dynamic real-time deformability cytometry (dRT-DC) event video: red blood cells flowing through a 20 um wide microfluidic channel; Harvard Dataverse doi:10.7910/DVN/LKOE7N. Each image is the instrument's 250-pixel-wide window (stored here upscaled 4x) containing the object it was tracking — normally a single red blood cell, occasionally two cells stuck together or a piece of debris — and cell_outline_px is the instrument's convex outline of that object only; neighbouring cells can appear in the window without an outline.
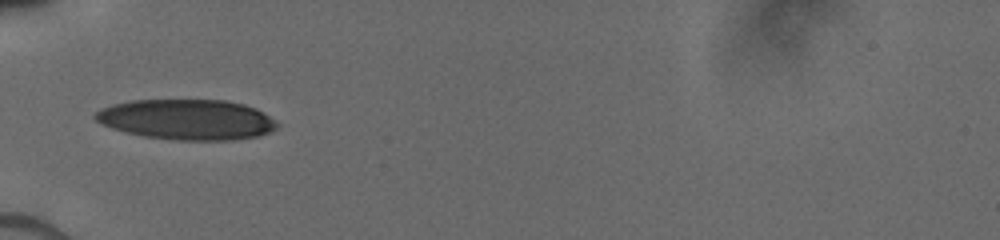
{"species": "human", "species_latin": "Homo sapiens", "temperature_condition": "cold", "stored_images_in_passage": 40, "camera_frame_rate_fps": 3000, "um_per_image_px": 0.085, "donor": {"sex": "male"}, "frame": {"image": 1, "passage_image": 1, "time_ms": 0.0, "image_size_px": [1000, 240], "cell_outline_px": [[280, 124], [272, 132], [256, 136], [232, 140], [176, 140], [144, 136], [124, 132], [100, 124], [92, 116], [100, 108], [112, 104], [132, 100], [224, 100], [244, 104], [256, 108]], "centroid_in_image_um": [15.86, 10.16], "position_along_channel_um": 69.1, "area_um2": 42.95}}
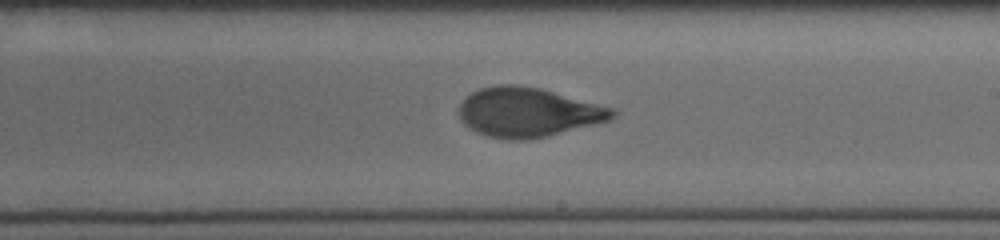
{"frame": {"image": 2, "passage_image": 21, "time_ms": 4.333, "image_size_px": [1000, 240], "cell_outline_px": [[620, 112], [612, 120], [548, 136], [528, 140], [508, 140], [488, 136], [476, 132], [464, 124], [460, 120], [460, 104], [472, 92], [480, 88], [500, 84], [516, 84], [540, 88], [612, 108]], "centroid_in_image_um": [44.9, 9.55], "position_along_channel_um": 244.1, "area_um2": 44.16}}
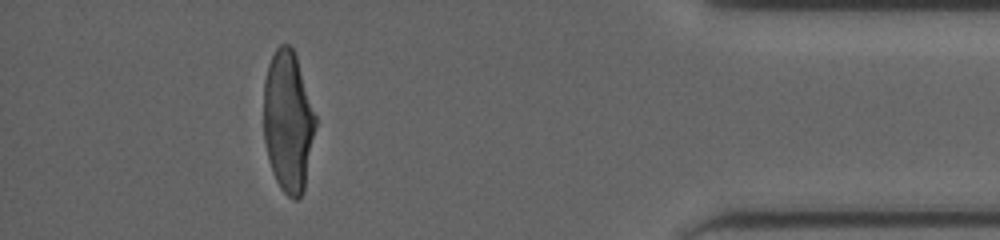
{"frame": {"image": 3, "passage_image": 36, "time_ms": 9.333, "image_size_px": [1000, 240], "cell_outline_px": [[316, 128], [304, 192], [296, 200], [288, 196], [280, 188], [272, 172], [268, 160], [264, 140], [264, 80], [268, 64], [276, 48], [280, 44], [288, 44], [292, 48], [296, 56], [316, 116]], "centroid_in_image_um": [24.49, 10.35], "position_along_channel_um": 410.7, "area_um2": 42.83}}